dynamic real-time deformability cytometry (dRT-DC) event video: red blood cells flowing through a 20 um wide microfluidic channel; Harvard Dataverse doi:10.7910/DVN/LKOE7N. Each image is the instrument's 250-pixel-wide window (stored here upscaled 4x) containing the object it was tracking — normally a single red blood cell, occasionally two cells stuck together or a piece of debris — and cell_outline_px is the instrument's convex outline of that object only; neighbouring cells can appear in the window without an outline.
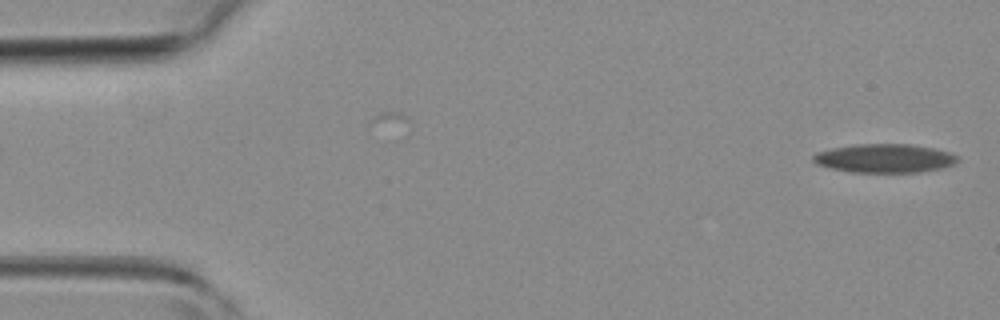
{"species": "common noctule bat (a hibernating species)", "species_latin": "Nyctalus noctula", "temperature_condition": "room temperature", "stored_images_in_passage": 4, "camera_frame_rate_fps": 3000, "um_per_image_px": 0.085, "animal": {"sex": "female", "body_mass_g": 19.3, "forearm_length_mm": 54.1}, "frame": {"image": 1, "passage_image": 4, "time_ms": 3.333, "image_size_px": [1000, 320], "cell_outline_px": [[960, 160], [956, 164], [940, 168], [920, 172], [852, 172], [832, 168], [816, 164], [812, 160], [812, 156], [816, 152], [832, 148], [856, 144], [908, 144], [932, 148], [948, 152], [960, 156]], "centroid_in_image_um": [75.2, 13.45], "position_along_channel_um": 9.8, "area_um2": 24.16}}